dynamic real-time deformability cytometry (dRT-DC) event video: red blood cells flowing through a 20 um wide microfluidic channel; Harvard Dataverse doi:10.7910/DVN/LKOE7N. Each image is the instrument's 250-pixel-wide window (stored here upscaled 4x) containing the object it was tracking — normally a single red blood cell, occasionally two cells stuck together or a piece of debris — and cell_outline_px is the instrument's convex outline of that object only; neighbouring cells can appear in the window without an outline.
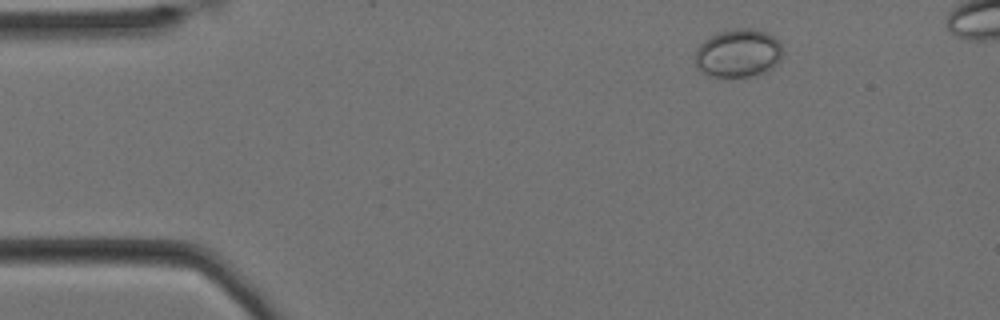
{"species": "Egyptian fruit bat (a non-hibernating species)", "species_latin": "Rousettus aegyptiacus", "temperature_condition": "cold", "stored_images_in_passage": 52, "camera_frame_rate_fps": 3000, "um_per_image_px": 0.085, "animal": {"sex": "female"}, "frame": {"image": 1, "passage_image": 5, "time_ms": 1.333, "image_size_px": [1000, 320], "cell_outline_px": [[780, 60], [772, 68], [764, 72], [752, 76], [708, 76], [700, 72], [696, 68], [696, 48], [704, 40], [716, 32], [732, 28], [752, 28], [764, 32], [772, 36], [780, 44]], "centroid_in_image_um": [62.69, 4.51], "position_along_channel_um": 22.3, "area_um2": 24.57}}
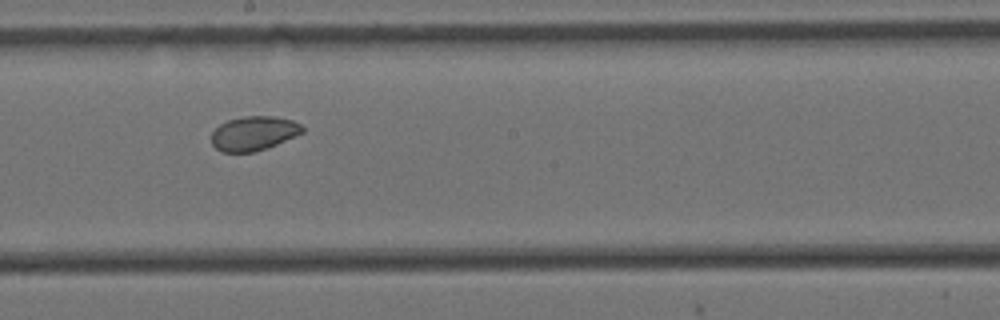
{"frame": {"image": 2, "passage_image": 29, "time_ms": 9.333, "image_size_px": [1000, 320], "cell_outline_px": [[304, 132], [276, 144], [252, 152], [220, 152], [212, 144], [212, 132], [220, 124], [228, 120], [244, 116], [272, 116], [292, 120], [300, 124], [304, 128]], "centroid_in_image_um": [21.55, 11.33], "position_along_channel_um": 226.6, "area_um2": 17.98}}
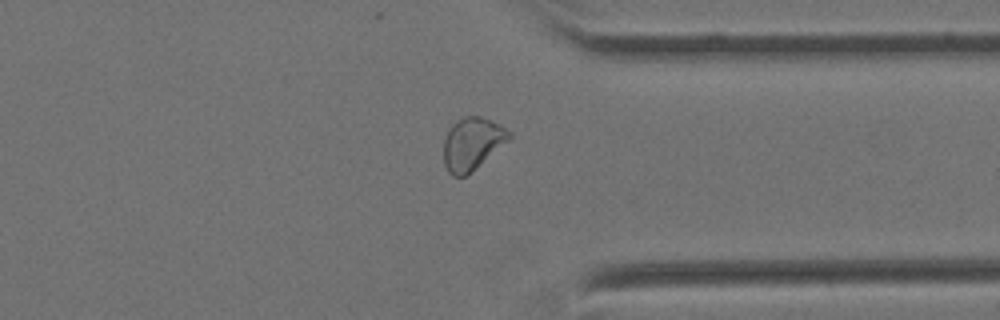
{"frame": {"image": 3, "passage_image": 42, "time_ms": 13.667, "image_size_px": [1000, 320], "cell_outline_px": [[512, 136], [508, 140], [464, 176], [452, 176], [448, 172], [444, 164], [444, 140], [448, 128], [456, 120], [464, 116], [480, 116], [492, 120], [500, 124], [512, 132]], "centroid_in_image_um": [40.11, 12.16], "position_along_channel_um": 371.3, "area_um2": 19.71}}